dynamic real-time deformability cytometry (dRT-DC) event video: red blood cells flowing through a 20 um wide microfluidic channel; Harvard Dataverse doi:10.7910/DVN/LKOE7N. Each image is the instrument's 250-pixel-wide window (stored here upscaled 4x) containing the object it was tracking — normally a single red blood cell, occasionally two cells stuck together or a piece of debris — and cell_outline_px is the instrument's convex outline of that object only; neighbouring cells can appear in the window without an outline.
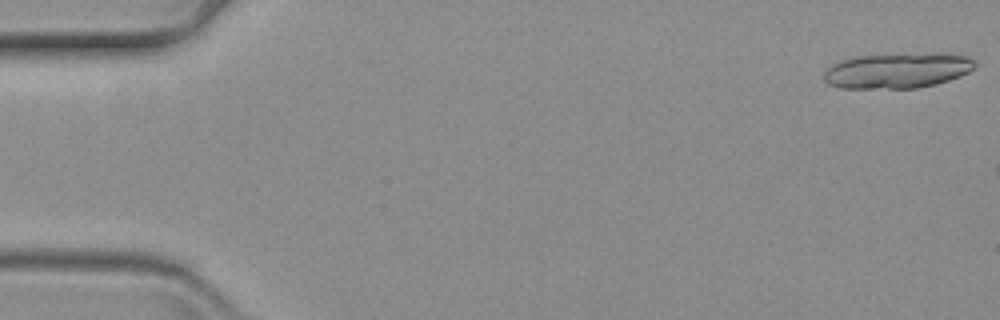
{"species": "common noctule bat (a hibernating species)", "species_latin": "Nyctalus noctula", "temperature_condition": "warm", "stored_images_in_passage": 7, "camera_frame_rate_fps": 3000, "um_per_image_px": 0.085, "animal": {"sex": "female", "body_mass_g": 19.3, "forearm_length_mm": 54.1}, "frame": {"image": 1, "passage_image": 1, "time_ms": 0.0, "image_size_px": [1000, 320], "cell_outline_px": [[976, 64], [968, 72], [960, 76], [936, 84], [916, 88], [840, 88], [828, 84], [824, 80], [824, 72], [832, 64], [840, 60], [852, 56], [968, 56], [976, 60]], "centroid_in_image_um": [76.17, 6.05], "position_along_channel_um": 8.8, "area_um2": 29.82}}